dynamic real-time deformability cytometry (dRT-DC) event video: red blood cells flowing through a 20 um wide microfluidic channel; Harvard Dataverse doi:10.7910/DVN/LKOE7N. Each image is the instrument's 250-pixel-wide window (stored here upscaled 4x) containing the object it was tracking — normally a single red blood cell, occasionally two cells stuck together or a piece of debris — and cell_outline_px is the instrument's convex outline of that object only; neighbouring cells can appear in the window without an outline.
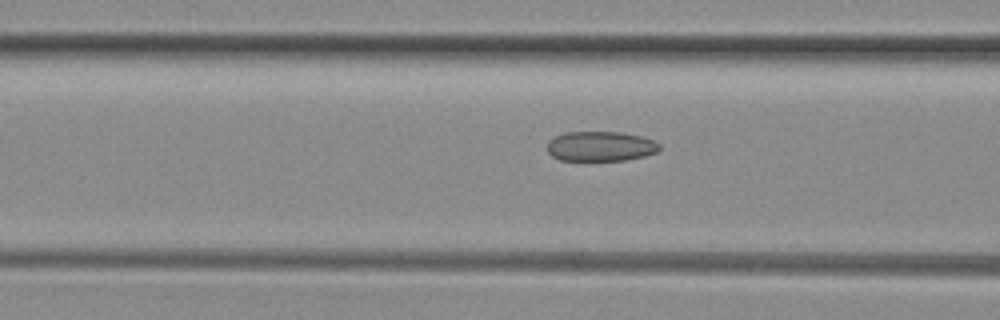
{"species": "common noctule bat (a hibernating species)", "species_latin": "Nyctalus noctula", "temperature_condition": "room temperature", "stored_images_in_passage": 18, "camera_frame_rate_fps": 3000, "um_per_image_px": 0.085, "animal": {"sex": "female", "body_mass_g": 29.2, "forearm_length_mm": 56.3}, "frame": {"image": 1, "passage_image": 16, "time_ms": 5.0, "image_size_px": [1000, 320], "cell_outline_px": [[660, 148], [656, 152], [644, 156], [624, 160], [560, 160], [552, 156], [548, 152], [548, 140], [564, 132], [620, 132], [640, 136], [652, 140], [660, 144]], "centroid_in_image_um": [51.03, 12.43], "position_along_channel_um": 115.6, "area_um2": 19.42}}